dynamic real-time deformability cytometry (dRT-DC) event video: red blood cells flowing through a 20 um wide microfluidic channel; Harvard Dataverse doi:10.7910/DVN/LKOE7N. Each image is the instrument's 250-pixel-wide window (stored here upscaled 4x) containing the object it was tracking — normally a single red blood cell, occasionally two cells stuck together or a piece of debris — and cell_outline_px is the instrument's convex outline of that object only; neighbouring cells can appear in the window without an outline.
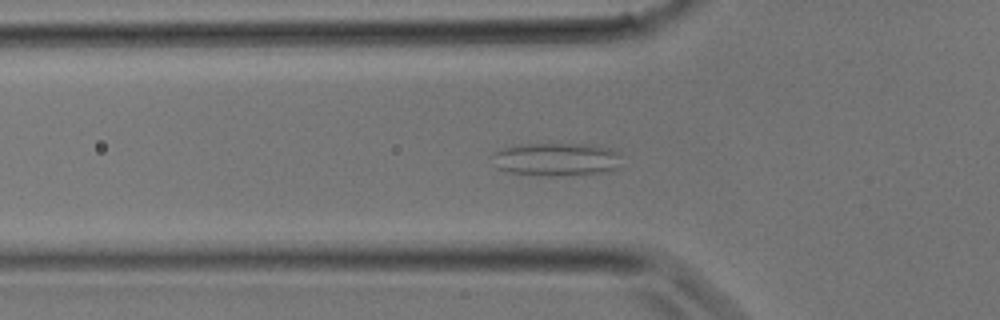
{"species": "common noctule bat (a hibernating species)", "species_latin": "Nyctalus noctula", "temperature_condition": "room temperature", "stored_images_in_passage": 10, "camera_frame_rate_fps": 3000, "um_per_image_px": 0.085, "animal": {"sex": "male", "body_mass_g": 17.9}, "frame": {"image": 1, "passage_image": 9, "time_ms": 2.667, "image_size_px": [1000, 320], "cell_outline_px": [[620, 168], [608, 172], [560, 176], [548, 176], [512, 172], [500, 168], [492, 156], [492, 152], [500, 148], [516, 144], [592, 144], [612, 148], [616, 152]], "centroid_in_image_um": [47.31, 13.53], "position_along_channel_um": 78.5, "area_um2": 25.03}}